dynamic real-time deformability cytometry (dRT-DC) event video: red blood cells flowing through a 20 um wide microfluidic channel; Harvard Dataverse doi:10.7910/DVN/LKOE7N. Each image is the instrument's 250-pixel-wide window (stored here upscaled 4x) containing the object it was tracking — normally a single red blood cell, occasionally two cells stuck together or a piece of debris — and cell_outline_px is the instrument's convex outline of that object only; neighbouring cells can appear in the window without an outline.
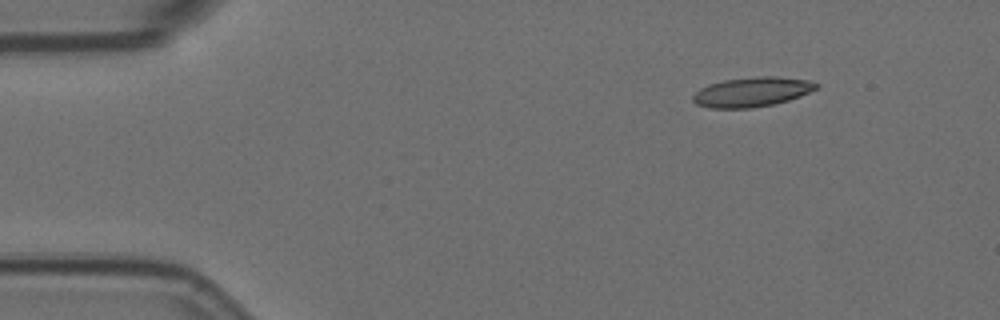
{"species": "Egyptian fruit bat (a non-hibernating species)", "species_latin": "Rousettus aegyptiacus", "temperature_condition": "room temperature", "stored_images_in_passage": 8, "camera_frame_rate_fps": 3000, "um_per_image_px": 0.085, "animal": {"sex": "female"}, "frame": {"image": 1, "passage_image": 1, "time_ms": 0.0, "image_size_px": [1000, 320], "cell_outline_px": [[820, 84], [816, 88], [800, 96], [788, 100], [772, 104], [752, 108], [712, 108], [696, 104], [692, 100], [692, 96], [700, 88], [708, 84], [724, 80], [756, 76], [776, 76], [808, 80]], "centroid_in_image_um": [63.89, 7.81], "position_along_channel_um": 21.1, "area_um2": 21.21}}
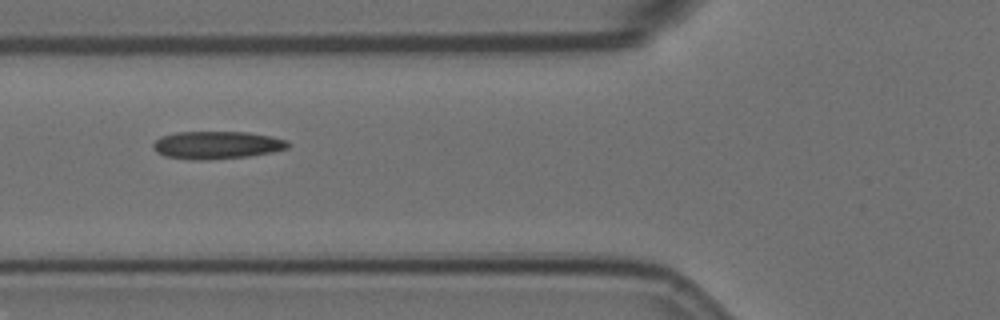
{"frame": {"image": 2, "passage_image": 5, "time_ms": 1.333, "image_size_px": [1000, 320], "cell_outline_px": [[288, 148], [272, 152], [248, 156], [208, 160], [192, 160], [164, 156], [156, 152], [152, 148], [152, 144], [160, 136], [176, 132], [248, 132], [272, 136], [288, 140]], "centroid_in_image_um": [18.4, 12.33], "position_along_channel_um": 107.4, "area_um2": 21.96}}
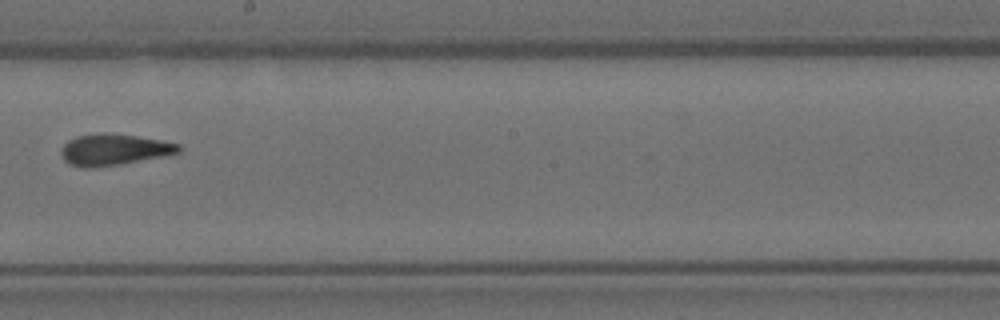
{"frame": {"image": 3, "passage_image": 8, "time_ms": 2.333, "image_size_px": [1000, 320], "cell_outline_px": [[180, 152], [168, 156], [120, 164], [92, 168], [80, 168], [68, 164], [64, 160], [60, 152], [64, 144], [68, 140], [80, 136], [104, 132], [108, 132], [136, 136], [160, 140], [180, 144]], "centroid_in_image_um": [9.69, 12.73], "position_along_channel_um": 238.5, "area_um2": 21.62}}